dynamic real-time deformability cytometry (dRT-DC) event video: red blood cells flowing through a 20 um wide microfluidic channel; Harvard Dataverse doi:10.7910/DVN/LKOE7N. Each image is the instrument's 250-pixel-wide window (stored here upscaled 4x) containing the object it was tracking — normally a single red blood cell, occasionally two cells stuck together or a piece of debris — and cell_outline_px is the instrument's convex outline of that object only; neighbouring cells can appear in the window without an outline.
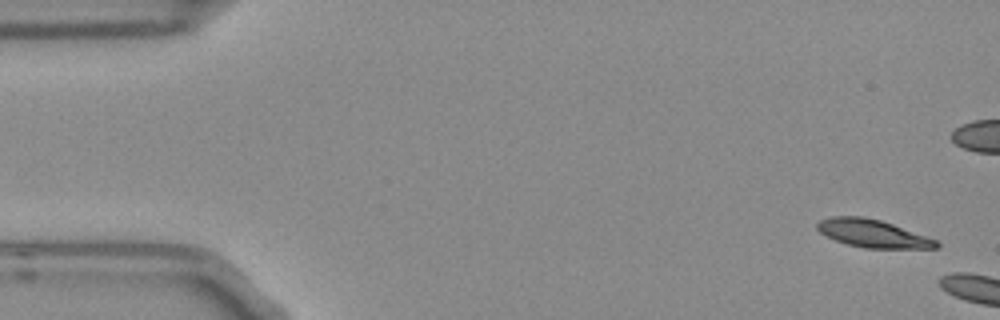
{"species": "Egyptian fruit bat (a non-hibernating species)", "species_latin": "Rousettus aegyptiacus", "temperature_condition": "room temperature", "stored_images_in_passage": 2, "camera_frame_rate_fps": 3000, "um_per_image_px": 0.085, "frame": {"image": 1, "passage_image": 1, "time_ms": 0.0, "image_size_px": [1000, 320], "cell_outline_px": [[940, 244], [936, 248], [864, 248], [848, 244], [836, 240], [820, 232], [816, 228], [816, 224], [820, 220], [832, 216], [864, 216], [880, 220], [892, 224], [936, 240]], "centroid_in_image_um": [74.15, 19.84], "position_along_channel_um": 10.9, "area_um2": 19.02}}